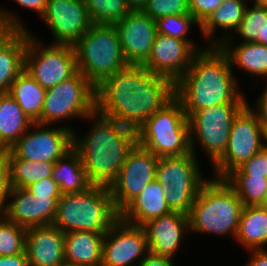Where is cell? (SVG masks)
<instances>
[{
    "mask_svg": "<svg viewBox=\"0 0 267 266\" xmlns=\"http://www.w3.org/2000/svg\"><path fill=\"white\" fill-rule=\"evenodd\" d=\"M256 106L257 109H254L253 111H256L255 113L257 114L263 128L267 129V87H265L261 96L258 98Z\"/></svg>",
    "mask_w": 267,
    "mask_h": 266,
    "instance_id": "f6af8a7d",
    "label": "cell"
},
{
    "mask_svg": "<svg viewBox=\"0 0 267 266\" xmlns=\"http://www.w3.org/2000/svg\"><path fill=\"white\" fill-rule=\"evenodd\" d=\"M196 158L193 152L159 158L156 180L166 187L165 199L172 211L188 215L201 187L208 181L201 175Z\"/></svg>",
    "mask_w": 267,
    "mask_h": 266,
    "instance_id": "ba28073f",
    "label": "cell"
},
{
    "mask_svg": "<svg viewBox=\"0 0 267 266\" xmlns=\"http://www.w3.org/2000/svg\"><path fill=\"white\" fill-rule=\"evenodd\" d=\"M119 218L109 187L92 185L81 193L62 194L52 225L64 233L105 234Z\"/></svg>",
    "mask_w": 267,
    "mask_h": 266,
    "instance_id": "277c9868",
    "label": "cell"
},
{
    "mask_svg": "<svg viewBox=\"0 0 267 266\" xmlns=\"http://www.w3.org/2000/svg\"><path fill=\"white\" fill-rule=\"evenodd\" d=\"M112 131L132 147H142V125L131 117L112 112H99Z\"/></svg>",
    "mask_w": 267,
    "mask_h": 266,
    "instance_id": "d590c367",
    "label": "cell"
},
{
    "mask_svg": "<svg viewBox=\"0 0 267 266\" xmlns=\"http://www.w3.org/2000/svg\"><path fill=\"white\" fill-rule=\"evenodd\" d=\"M40 42L28 32L25 70L44 89L52 88L73 77L77 72L75 50L72 45L55 44L40 48Z\"/></svg>",
    "mask_w": 267,
    "mask_h": 266,
    "instance_id": "8fae6325",
    "label": "cell"
},
{
    "mask_svg": "<svg viewBox=\"0 0 267 266\" xmlns=\"http://www.w3.org/2000/svg\"><path fill=\"white\" fill-rule=\"evenodd\" d=\"M61 266H84V265H77V264H71V263L64 262Z\"/></svg>",
    "mask_w": 267,
    "mask_h": 266,
    "instance_id": "11a10c76",
    "label": "cell"
},
{
    "mask_svg": "<svg viewBox=\"0 0 267 266\" xmlns=\"http://www.w3.org/2000/svg\"><path fill=\"white\" fill-rule=\"evenodd\" d=\"M83 1L92 24L114 25L130 12L125 0Z\"/></svg>",
    "mask_w": 267,
    "mask_h": 266,
    "instance_id": "d6a6232c",
    "label": "cell"
},
{
    "mask_svg": "<svg viewBox=\"0 0 267 266\" xmlns=\"http://www.w3.org/2000/svg\"><path fill=\"white\" fill-rule=\"evenodd\" d=\"M33 122L41 124L46 89L24 69L12 82L8 92Z\"/></svg>",
    "mask_w": 267,
    "mask_h": 266,
    "instance_id": "83f0119b",
    "label": "cell"
},
{
    "mask_svg": "<svg viewBox=\"0 0 267 266\" xmlns=\"http://www.w3.org/2000/svg\"><path fill=\"white\" fill-rule=\"evenodd\" d=\"M104 234L91 231L64 233L65 262L84 266H101Z\"/></svg>",
    "mask_w": 267,
    "mask_h": 266,
    "instance_id": "603a6c76",
    "label": "cell"
},
{
    "mask_svg": "<svg viewBox=\"0 0 267 266\" xmlns=\"http://www.w3.org/2000/svg\"><path fill=\"white\" fill-rule=\"evenodd\" d=\"M165 194L166 187L154 179L120 212V218L127 223L143 226L170 213L172 210L168 207Z\"/></svg>",
    "mask_w": 267,
    "mask_h": 266,
    "instance_id": "7402d4cb",
    "label": "cell"
},
{
    "mask_svg": "<svg viewBox=\"0 0 267 266\" xmlns=\"http://www.w3.org/2000/svg\"><path fill=\"white\" fill-rule=\"evenodd\" d=\"M264 45L267 46V23H265V29H264Z\"/></svg>",
    "mask_w": 267,
    "mask_h": 266,
    "instance_id": "816d5d0a",
    "label": "cell"
},
{
    "mask_svg": "<svg viewBox=\"0 0 267 266\" xmlns=\"http://www.w3.org/2000/svg\"><path fill=\"white\" fill-rule=\"evenodd\" d=\"M244 205L224 179H210L188 214L190 230L236 237Z\"/></svg>",
    "mask_w": 267,
    "mask_h": 266,
    "instance_id": "5b68a950",
    "label": "cell"
},
{
    "mask_svg": "<svg viewBox=\"0 0 267 266\" xmlns=\"http://www.w3.org/2000/svg\"><path fill=\"white\" fill-rule=\"evenodd\" d=\"M196 53L187 41L157 33L151 54L142 66L175 84L190 67Z\"/></svg>",
    "mask_w": 267,
    "mask_h": 266,
    "instance_id": "ac0fdd59",
    "label": "cell"
},
{
    "mask_svg": "<svg viewBox=\"0 0 267 266\" xmlns=\"http://www.w3.org/2000/svg\"><path fill=\"white\" fill-rule=\"evenodd\" d=\"M236 241L247 250H265L267 244V210L259 206H244L240 216Z\"/></svg>",
    "mask_w": 267,
    "mask_h": 266,
    "instance_id": "f1b7e54d",
    "label": "cell"
},
{
    "mask_svg": "<svg viewBox=\"0 0 267 266\" xmlns=\"http://www.w3.org/2000/svg\"><path fill=\"white\" fill-rule=\"evenodd\" d=\"M96 110L128 116L143 125L174 96V83L142 65H128L96 88Z\"/></svg>",
    "mask_w": 267,
    "mask_h": 266,
    "instance_id": "6da1fadb",
    "label": "cell"
},
{
    "mask_svg": "<svg viewBox=\"0 0 267 266\" xmlns=\"http://www.w3.org/2000/svg\"><path fill=\"white\" fill-rule=\"evenodd\" d=\"M224 180L244 206H259L267 194L266 177L226 176Z\"/></svg>",
    "mask_w": 267,
    "mask_h": 266,
    "instance_id": "1f68e13d",
    "label": "cell"
},
{
    "mask_svg": "<svg viewBox=\"0 0 267 266\" xmlns=\"http://www.w3.org/2000/svg\"><path fill=\"white\" fill-rule=\"evenodd\" d=\"M28 30H15L0 45V94L8 93L12 82L25 69Z\"/></svg>",
    "mask_w": 267,
    "mask_h": 266,
    "instance_id": "d4e9b609",
    "label": "cell"
},
{
    "mask_svg": "<svg viewBox=\"0 0 267 266\" xmlns=\"http://www.w3.org/2000/svg\"><path fill=\"white\" fill-rule=\"evenodd\" d=\"M128 65H143L157 34L156 21L143 11H130L114 24Z\"/></svg>",
    "mask_w": 267,
    "mask_h": 266,
    "instance_id": "e0dca14e",
    "label": "cell"
},
{
    "mask_svg": "<svg viewBox=\"0 0 267 266\" xmlns=\"http://www.w3.org/2000/svg\"><path fill=\"white\" fill-rule=\"evenodd\" d=\"M142 147L158 158L191 153L188 117L175 96L142 125Z\"/></svg>",
    "mask_w": 267,
    "mask_h": 266,
    "instance_id": "52a82bcc",
    "label": "cell"
},
{
    "mask_svg": "<svg viewBox=\"0 0 267 266\" xmlns=\"http://www.w3.org/2000/svg\"><path fill=\"white\" fill-rule=\"evenodd\" d=\"M89 118L94 120L91 130L82 139L73 134V148L81 156L91 184L110 187L133 147L112 131L96 109Z\"/></svg>",
    "mask_w": 267,
    "mask_h": 266,
    "instance_id": "3957f363",
    "label": "cell"
},
{
    "mask_svg": "<svg viewBox=\"0 0 267 266\" xmlns=\"http://www.w3.org/2000/svg\"><path fill=\"white\" fill-rule=\"evenodd\" d=\"M130 11H143L148 0H125Z\"/></svg>",
    "mask_w": 267,
    "mask_h": 266,
    "instance_id": "681fc988",
    "label": "cell"
},
{
    "mask_svg": "<svg viewBox=\"0 0 267 266\" xmlns=\"http://www.w3.org/2000/svg\"><path fill=\"white\" fill-rule=\"evenodd\" d=\"M10 188H26L44 178L52 177L54 163L18 159L7 150Z\"/></svg>",
    "mask_w": 267,
    "mask_h": 266,
    "instance_id": "4dcf8cb0",
    "label": "cell"
},
{
    "mask_svg": "<svg viewBox=\"0 0 267 266\" xmlns=\"http://www.w3.org/2000/svg\"><path fill=\"white\" fill-rule=\"evenodd\" d=\"M1 214L9 221L25 228L52 225L60 198L36 199L25 188H10Z\"/></svg>",
    "mask_w": 267,
    "mask_h": 266,
    "instance_id": "d6986e66",
    "label": "cell"
},
{
    "mask_svg": "<svg viewBox=\"0 0 267 266\" xmlns=\"http://www.w3.org/2000/svg\"><path fill=\"white\" fill-rule=\"evenodd\" d=\"M246 6L247 0H224L219 7L208 16L199 28L204 38L210 43V46H219L228 38L234 39L233 31H236L239 27ZM216 27L226 31V33L224 32V38L222 35L221 39L213 37L215 36L214 32L217 31Z\"/></svg>",
    "mask_w": 267,
    "mask_h": 266,
    "instance_id": "cb8c5ba5",
    "label": "cell"
},
{
    "mask_svg": "<svg viewBox=\"0 0 267 266\" xmlns=\"http://www.w3.org/2000/svg\"><path fill=\"white\" fill-rule=\"evenodd\" d=\"M25 252L29 266H61L64 262V232L54 225L26 229Z\"/></svg>",
    "mask_w": 267,
    "mask_h": 266,
    "instance_id": "44dd1931",
    "label": "cell"
},
{
    "mask_svg": "<svg viewBox=\"0 0 267 266\" xmlns=\"http://www.w3.org/2000/svg\"><path fill=\"white\" fill-rule=\"evenodd\" d=\"M9 160L7 150H0V213L3 211L6 200L9 198Z\"/></svg>",
    "mask_w": 267,
    "mask_h": 266,
    "instance_id": "7bdbcfd3",
    "label": "cell"
},
{
    "mask_svg": "<svg viewBox=\"0 0 267 266\" xmlns=\"http://www.w3.org/2000/svg\"><path fill=\"white\" fill-rule=\"evenodd\" d=\"M0 9V45L15 31L26 30L13 13Z\"/></svg>",
    "mask_w": 267,
    "mask_h": 266,
    "instance_id": "b9f144b4",
    "label": "cell"
},
{
    "mask_svg": "<svg viewBox=\"0 0 267 266\" xmlns=\"http://www.w3.org/2000/svg\"><path fill=\"white\" fill-rule=\"evenodd\" d=\"M26 229L0 213V256L25 253Z\"/></svg>",
    "mask_w": 267,
    "mask_h": 266,
    "instance_id": "e575fe53",
    "label": "cell"
},
{
    "mask_svg": "<svg viewBox=\"0 0 267 266\" xmlns=\"http://www.w3.org/2000/svg\"><path fill=\"white\" fill-rule=\"evenodd\" d=\"M254 5L267 7V0H253Z\"/></svg>",
    "mask_w": 267,
    "mask_h": 266,
    "instance_id": "f907efd6",
    "label": "cell"
},
{
    "mask_svg": "<svg viewBox=\"0 0 267 266\" xmlns=\"http://www.w3.org/2000/svg\"><path fill=\"white\" fill-rule=\"evenodd\" d=\"M73 47L78 71L95 88L128 66L114 25L93 24Z\"/></svg>",
    "mask_w": 267,
    "mask_h": 266,
    "instance_id": "8992f818",
    "label": "cell"
},
{
    "mask_svg": "<svg viewBox=\"0 0 267 266\" xmlns=\"http://www.w3.org/2000/svg\"><path fill=\"white\" fill-rule=\"evenodd\" d=\"M232 45V38L226 39L219 45L228 56L232 67L237 64L236 66H239V68L244 69L245 72H249L251 75L267 77L266 45L259 43Z\"/></svg>",
    "mask_w": 267,
    "mask_h": 266,
    "instance_id": "f546056e",
    "label": "cell"
},
{
    "mask_svg": "<svg viewBox=\"0 0 267 266\" xmlns=\"http://www.w3.org/2000/svg\"><path fill=\"white\" fill-rule=\"evenodd\" d=\"M36 199L38 198H60L62 193L60 187L52 177L44 178L34 182L25 188Z\"/></svg>",
    "mask_w": 267,
    "mask_h": 266,
    "instance_id": "ab89813d",
    "label": "cell"
},
{
    "mask_svg": "<svg viewBox=\"0 0 267 266\" xmlns=\"http://www.w3.org/2000/svg\"><path fill=\"white\" fill-rule=\"evenodd\" d=\"M0 266H29L28 256L25 253L0 256Z\"/></svg>",
    "mask_w": 267,
    "mask_h": 266,
    "instance_id": "bcb514c9",
    "label": "cell"
},
{
    "mask_svg": "<svg viewBox=\"0 0 267 266\" xmlns=\"http://www.w3.org/2000/svg\"><path fill=\"white\" fill-rule=\"evenodd\" d=\"M264 148L267 150V129H264Z\"/></svg>",
    "mask_w": 267,
    "mask_h": 266,
    "instance_id": "db71d44e",
    "label": "cell"
},
{
    "mask_svg": "<svg viewBox=\"0 0 267 266\" xmlns=\"http://www.w3.org/2000/svg\"><path fill=\"white\" fill-rule=\"evenodd\" d=\"M34 123L9 93L0 94V150H9Z\"/></svg>",
    "mask_w": 267,
    "mask_h": 266,
    "instance_id": "484cf974",
    "label": "cell"
},
{
    "mask_svg": "<svg viewBox=\"0 0 267 266\" xmlns=\"http://www.w3.org/2000/svg\"><path fill=\"white\" fill-rule=\"evenodd\" d=\"M260 206L267 210V194L265 195V198L263 202L260 204Z\"/></svg>",
    "mask_w": 267,
    "mask_h": 266,
    "instance_id": "f5cc1de1",
    "label": "cell"
},
{
    "mask_svg": "<svg viewBox=\"0 0 267 266\" xmlns=\"http://www.w3.org/2000/svg\"><path fill=\"white\" fill-rule=\"evenodd\" d=\"M18 4H20L24 8L31 9L40 16L44 13L47 5V0H15Z\"/></svg>",
    "mask_w": 267,
    "mask_h": 266,
    "instance_id": "7dc6e473",
    "label": "cell"
},
{
    "mask_svg": "<svg viewBox=\"0 0 267 266\" xmlns=\"http://www.w3.org/2000/svg\"><path fill=\"white\" fill-rule=\"evenodd\" d=\"M227 176H250L267 178V150L263 147L248 161L230 172Z\"/></svg>",
    "mask_w": 267,
    "mask_h": 266,
    "instance_id": "f35d334b",
    "label": "cell"
},
{
    "mask_svg": "<svg viewBox=\"0 0 267 266\" xmlns=\"http://www.w3.org/2000/svg\"><path fill=\"white\" fill-rule=\"evenodd\" d=\"M224 0H188L190 14L201 25Z\"/></svg>",
    "mask_w": 267,
    "mask_h": 266,
    "instance_id": "60d3db41",
    "label": "cell"
},
{
    "mask_svg": "<svg viewBox=\"0 0 267 266\" xmlns=\"http://www.w3.org/2000/svg\"><path fill=\"white\" fill-rule=\"evenodd\" d=\"M42 19L55 44L74 45L93 25L83 0H47Z\"/></svg>",
    "mask_w": 267,
    "mask_h": 266,
    "instance_id": "2e32d148",
    "label": "cell"
},
{
    "mask_svg": "<svg viewBox=\"0 0 267 266\" xmlns=\"http://www.w3.org/2000/svg\"><path fill=\"white\" fill-rule=\"evenodd\" d=\"M52 179L58 183L62 194L81 193L92 186L82 158L74 148L54 163Z\"/></svg>",
    "mask_w": 267,
    "mask_h": 266,
    "instance_id": "4316f807",
    "label": "cell"
},
{
    "mask_svg": "<svg viewBox=\"0 0 267 266\" xmlns=\"http://www.w3.org/2000/svg\"><path fill=\"white\" fill-rule=\"evenodd\" d=\"M145 253H149V246L143 226L119 218L104 234L101 266H135L137 259L139 265Z\"/></svg>",
    "mask_w": 267,
    "mask_h": 266,
    "instance_id": "9a60e30c",
    "label": "cell"
},
{
    "mask_svg": "<svg viewBox=\"0 0 267 266\" xmlns=\"http://www.w3.org/2000/svg\"><path fill=\"white\" fill-rule=\"evenodd\" d=\"M34 123V132L29 130L17 140L9 151L18 159L55 163L73 148L74 130L69 127L46 128ZM45 127V129H44Z\"/></svg>",
    "mask_w": 267,
    "mask_h": 266,
    "instance_id": "5bb4252c",
    "label": "cell"
},
{
    "mask_svg": "<svg viewBox=\"0 0 267 266\" xmlns=\"http://www.w3.org/2000/svg\"><path fill=\"white\" fill-rule=\"evenodd\" d=\"M267 23V7L246 6L243 19L235 32L244 39L243 43H259L264 45V29Z\"/></svg>",
    "mask_w": 267,
    "mask_h": 266,
    "instance_id": "836d02e7",
    "label": "cell"
},
{
    "mask_svg": "<svg viewBox=\"0 0 267 266\" xmlns=\"http://www.w3.org/2000/svg\"><path fill=\"white\" fill-rule=\"evenodd\" d=\"M195 24L200 26L191 14L168 15L156 20L157 33L187 41L198 52L205 48H198L191 39L186 38L189 28Z\"/></svg>",
    "mask_w": 267,
    "mask_h": 266,
    "instance_id": "8d00e7d4",
    "label": "cell"
},
{
    "mask_svg": "<svg viewBox=\"0 0 267 266\" xmlns=\"http://www.w3.org/2000/svg\"><path fill=\"white\" fill-rule=\"evenodd\" d=\"M247 104L223 103L191 113L188 116L191 152L196 155L195 143L199 141L213 165L226 150L234 118Z\"/></svg>",
    "mask_w": 267,
    "mask_h": 266,
    "instance_id": "9c48e42d",
    "label": "cell"
},
{
    "mask_svg": "<svg viewBox=\"0 0 267 266\" xmlns=\"http://www.w3.org/2000/svg\"><path fill=\"white\" fill-rule=\"evenodd\" d=\"M264 128L247 104L234 118L224 154L213 164L215 179H224L264 147Z\"/></svg>",
    "mask_w": 267,
    "mask_h": 266,
    "instance_id": "7c38bea8",
    "label": "cell"
},
{
    "mask_svg": "<svg viewBox=\"0 0 267 266\" xmlns=\"http://www.w3.org/2000/svg\"><path fill=\"white\" fill-rule=\"evenodd\" d=\"M159 158L144 147H133L109 189L114 206L120 213L146 187L156 179Z\"/></svg>",
    "mask_w": 267,
    "mask_h": 266,
    "instance_id": "4fadbf2b",
    "label": "cell"
},
{
    "mask_svg": "<svg viewBox=\"0 0 267 266\" xmlns=\"http://www.w3.org/2000/svg\"><path fill=\"white\" fill-rule=\"evenodd\" d=\"M251 258L246 266H267V250L249 251Z\"/></svg>",
    "mask_w": 267,
    "mask_h": 266,
    "instance_id": "c3c4849f",
    "label": "cell"
},
{
    "mask_svg": "<svg viewBox=\"0 0 267 266\" xmlns=\"http://www.w3.org/2000/svg\"><path fill=\"white\" fill-rule=\"evenodd\" d=\"M147 235L149 253L173 259L183 236L190 230L187 214L171 211L143 225ZM184 234V235H183Z\"/></svg>",
    "mask_w": 267,
    "mask_h": 266,
    "instance_id": "ffe728a7",
    "label": "cell"
},
{
    "mask_svg": "<svg viewBox=\"0 0 267 266\" xmlns=\"http://www.w3.org/2000/svg\"><path fill=\"white\" fill-rule=\"evenodd\" d=\"M174 260L165 256L154 255L151 253L141 260L140 266H174Z\"/></svg>",
    "mask_w": 267,
    "mask_h": 266,
    "instance_id": "ee69618b",
    "label": "cell"
},
{
    "mask_svg": "<svg viewBox=\"0 0 267 266\" xmlns=\"http://www.w3.org/2000/svg\"><path fill=\"white\" fill-rule=\"evenodd\" d=\"M143 12L155 21L168 15L190 14L188 0H148Z\"/></svg>",
    "mask_w": 267,
    "mask_h": 266,
    "instance_id": "74e56055",
    "label": "cell"
},
{
    "mask_svg": "<svg viewBox=\"0 0 267 266\" xmlns=\"http://www.w3.org/2000/svg\"><path fill=\"white\" fill-rule=\"evenodd\" d=\"M198 51L190 67L174 84L175 97L185 115L223 103H247L233 77V68L219 46Z\"/></svg>",
    "mask_w": 267,
    "mask_h": 266,
    "instance_id": "7a4b0ae2",
    "label": "cell"
},
{
    "mask_svg": "<svg viewBox=\"0 0 267 266\" xmlns=\"http://www.w3.org/2000/svg\"><path fill=\"white\" fill-rule=\"evenodd\" d=\"M96 109V90L78 71L73 77L46 89L41 124L51 125L64 119H86Z\"/></svg>",
    "mask_w": 267,
    "mask_h": 266,
    "instance_id": "30bf717a",
    "label": "cell"
}]
</instances>
